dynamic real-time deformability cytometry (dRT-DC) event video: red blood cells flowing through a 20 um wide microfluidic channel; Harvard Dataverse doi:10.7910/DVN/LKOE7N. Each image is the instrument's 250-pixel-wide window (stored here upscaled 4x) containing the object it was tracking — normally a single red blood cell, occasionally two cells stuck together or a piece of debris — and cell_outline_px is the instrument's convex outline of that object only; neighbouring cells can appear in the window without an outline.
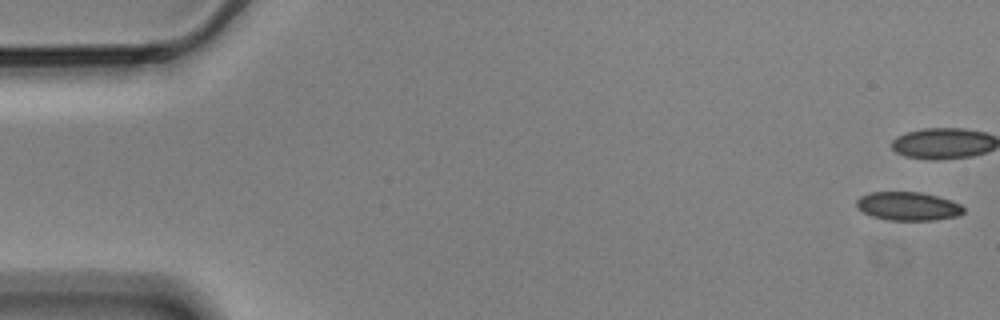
{"species": "Egyptian fruit bat (a non-hibernating species)", "species_latin": "Rousettus aegyptiacus", "temperature_condition": "cold", "stored_images_in_passage": 54, "camera_frame_rate_fps": 3000, "um_per_image_px": 0.085, "animal": {"sex": "male"}, "frame": {"image": 1, "passage_image": 1, "time_ms": 0.0, "image_size_px": [1000, 320], "cell_outline_px": [[964, 212], [956, 216], [936, 220], [888, 220], [872, 216], [856, 208], [856, 200], [860, 196], [872, 192], [920, 192], [936, 196], [960, 204], [964, 208]], "centroid_in_image_um": [77.15, 17.53], "position_along_channel_um": 7.9, "area_um2": 17.69}, "authors_computed_cell_mechanics": {"area_um2": 18.6983, "velocity_mm_per_s": 3.5048, "shape_relaxation_time_tau1_ms": 9.0933, "shape_relaxation_time_tau2_ms": 1.3748, "deformation_change_tau1": 0.1527, "deformation_change_tau2": 0.0649}}